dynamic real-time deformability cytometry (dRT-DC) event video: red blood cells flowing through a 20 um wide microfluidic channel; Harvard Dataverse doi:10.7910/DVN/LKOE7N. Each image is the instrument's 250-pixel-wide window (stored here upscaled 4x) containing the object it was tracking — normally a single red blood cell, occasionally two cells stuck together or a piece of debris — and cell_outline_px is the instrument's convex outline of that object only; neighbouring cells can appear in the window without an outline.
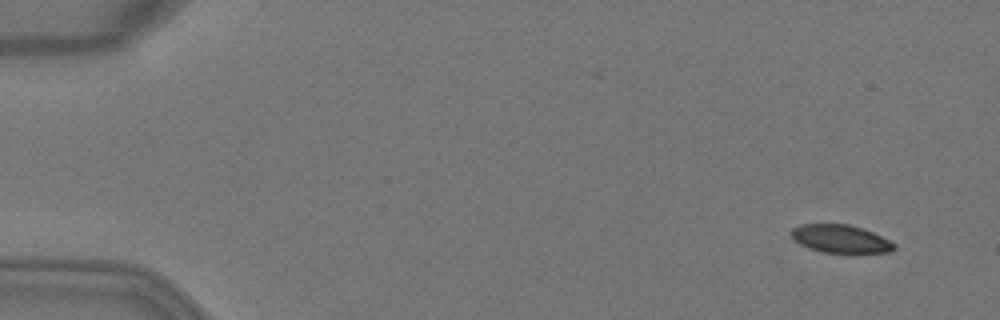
{"species": "Egyptian fruit bat (a non-hibernating species)", "species_latin": "Rousettus aegyptiacus", "temperature_condition": "warm", "stored_images_in_passage": 3, "camera_frame_rate_fps": 3000, "um_per_image_px": 0.085, "animal": {"sex": "female"}, "frame": {"image": 1, "passage_image": 1, "time_ms": 0.0, "image_size_px": [1000, 320], "cell_outline_px": [[896, 248], [892, 252], [856, 256], [852, 256], [824, 252], [808, 248], [800, 244], [792, 236], [792, 228], [800, 224], [848, 224], [864, 228], [896, 244]], "centroid_in_image_um": [71.53, 20.36], "position_along_channel_um": 13.5, "area_um2": 17.63}}